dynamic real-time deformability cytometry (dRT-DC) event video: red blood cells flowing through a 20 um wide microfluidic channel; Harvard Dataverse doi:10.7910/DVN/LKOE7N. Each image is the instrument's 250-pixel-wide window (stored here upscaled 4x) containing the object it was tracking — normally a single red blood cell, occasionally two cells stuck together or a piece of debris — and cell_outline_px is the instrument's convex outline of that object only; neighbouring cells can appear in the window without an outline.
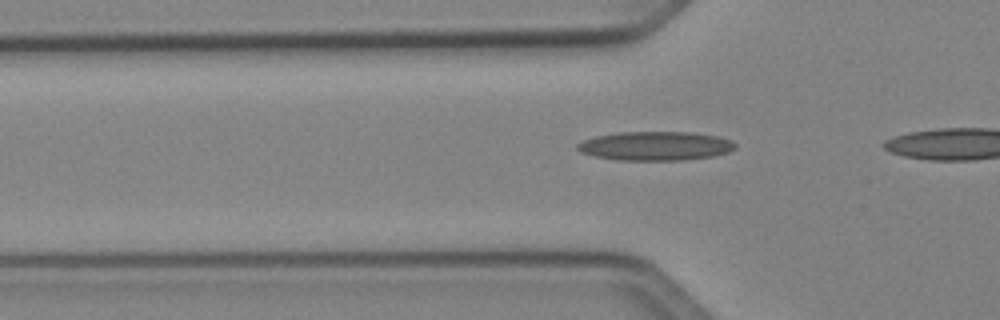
{"species": "Egyptian fruit bat (a non-hibernating species)", "species_latin": "Rousettus aegyptiacus", "temperature_condition": "cold", "stored_images_in_passage": 11, "camera_frame_rate_fps": 3000, "um_per_image_px": 0.085, "animal": {"sex": "female"}, "frame": {"image": 1, "passage_image": 2, "time_ms": 0.333, "image_size_px": [1000, 320], "cell_outline_px": [[736, 148], [728, 152], [712, 156], [684, 160], [616, 160], [596, 156], [580, 152], [576, 148], [576, 144], [584, 140], [596, 136], [620, 132], [692, 132], [716, 136], [732, 140], [736, 144]], "centroid_in_image_um": [55.72, 12.4], "position_along_channel_um": 70.1, "area_um2": 26.65}}